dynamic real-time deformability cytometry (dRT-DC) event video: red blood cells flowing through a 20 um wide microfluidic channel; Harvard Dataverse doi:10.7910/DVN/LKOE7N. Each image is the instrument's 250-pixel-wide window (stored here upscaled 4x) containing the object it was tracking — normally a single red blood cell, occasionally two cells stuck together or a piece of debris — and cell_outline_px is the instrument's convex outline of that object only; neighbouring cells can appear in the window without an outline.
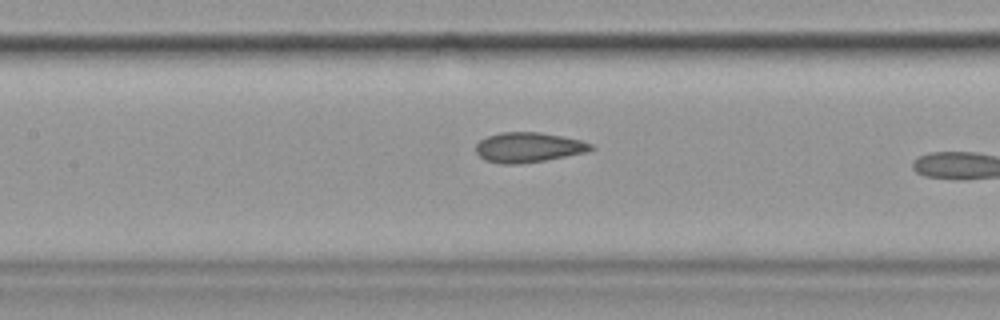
{"species": "common noctule bat (a hibernating species)", "species_latin": "Nyctalus noctula", "temperature_condition": "cold", "stored_images_in_passage": 35, "camera_frame_rate_fps": 3000, "um_per_image_px": 0.085, "animal": {"sex": "female", "body_mass_g": 19.9}, "frame": {"image": 1, "passage_image": 16, "time_ms": 5.0, "image_size_px": [1000, 320], "cell_outline_px": [[596, 148], [588, 152], [544, 160], [520, 164], [504, 164], [484, 160], [476, 152], [476, 144], [480, 140], [488, 136], [500, 132], [540, 132], [580, 140], [592, 144]], "centroid_in_image_um": [44.92, 12.53], "position_along_channel_um": 162.5, "area_um2": 20.06}}